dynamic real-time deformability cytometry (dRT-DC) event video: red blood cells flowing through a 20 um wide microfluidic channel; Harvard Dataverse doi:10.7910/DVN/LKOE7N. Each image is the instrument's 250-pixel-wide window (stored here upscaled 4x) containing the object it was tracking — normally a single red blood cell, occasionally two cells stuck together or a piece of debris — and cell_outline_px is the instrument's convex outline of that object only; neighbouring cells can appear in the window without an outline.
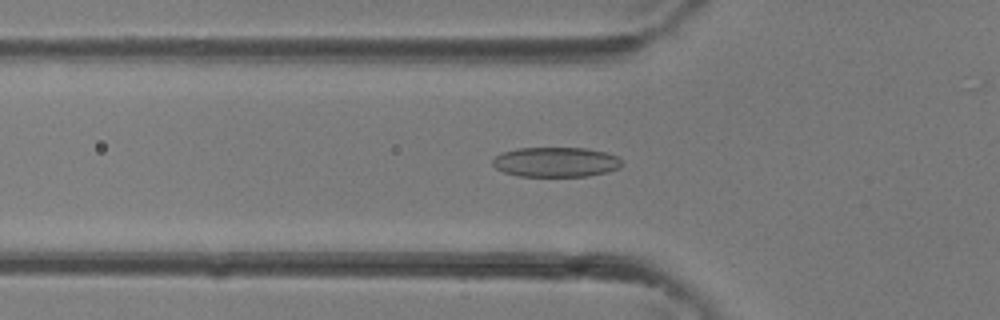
{"species": "common noctule bat (a hibernating species)", "species_latin": "Nyctalus noctula", "temperature_condition": "room temperature", "stored_images_in_passage": 37, "camera_frame_rate_fps": 3000, "um_per_image_px": 0.085, "animal": {"sex": "female"}, "frame": {"image": 1, "passage_image": 13, "time_ms": 4.0, "image_size_px": [1000, 320], "cell_outline_px": [[624, 164], [620, 168], [608, 172], [588, 176], [520, 176], [504, 172], [496, 168], [492, 164], [492, 160], [496, 156], [504, 152], [516, 148], [584, 148], [604, 152], [616, 156], [624, 160]], "centroid_in_image_um": [47.29, 13.78], "position_along_channel_um": 78.5, "area_um2": 22.54}}
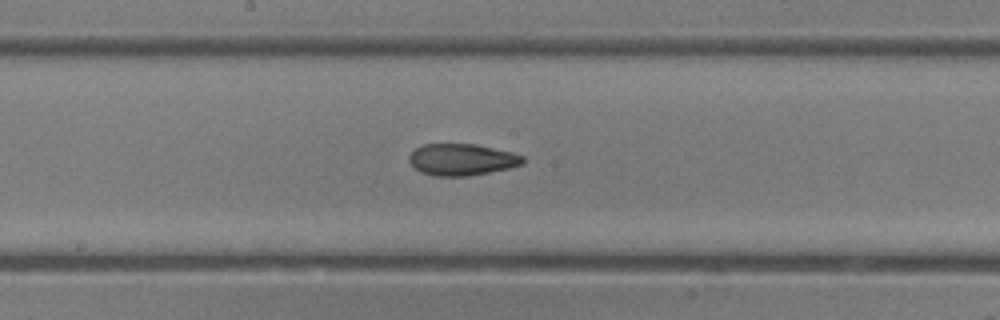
{"frame": {"image": 2, "passage_image": 20, "time_ms": 6.333, "image_size_px": [1000, 320], "cell_outline_px": [[524, 164], [508, 168], [468, 176], [436, 176], [420, 172], [408, 160], [408, 156], [416, 148], [424, 144], [476, 144], [512, 152], [524, 156]], "centroid_in_image_um": [39.26, 13.56], "position_along_channel_um": 208.9, "area_um2": 20.92}}
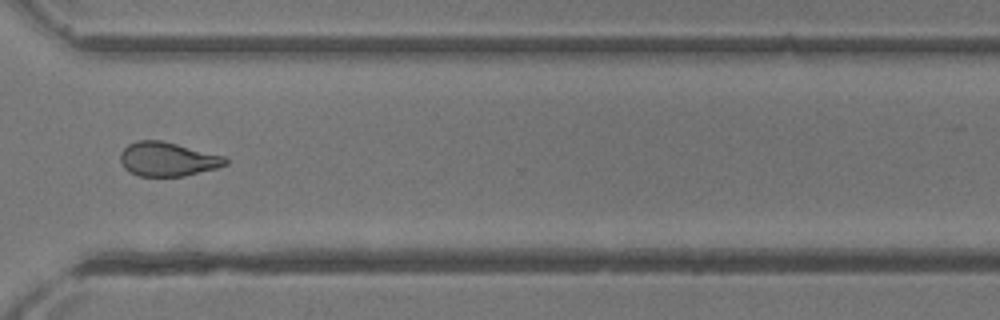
{"frame": {"image": 3, "passage_image": 28, "time_ms": 9.0, "image_size_px": [1000, 320], "cell_outline_px": [[228, 164], [216, 168], [184, 176], [136, 176], [128, 172], [124, 168], [120, 160], [120, 152], [128, 144], [136, 140], [160, 140], [224, 156], [228, 160]], "centroid_in_image_um": [14.2, 13.54], "position_along_channel_um": 356.4, "area_um2": 20.87}}